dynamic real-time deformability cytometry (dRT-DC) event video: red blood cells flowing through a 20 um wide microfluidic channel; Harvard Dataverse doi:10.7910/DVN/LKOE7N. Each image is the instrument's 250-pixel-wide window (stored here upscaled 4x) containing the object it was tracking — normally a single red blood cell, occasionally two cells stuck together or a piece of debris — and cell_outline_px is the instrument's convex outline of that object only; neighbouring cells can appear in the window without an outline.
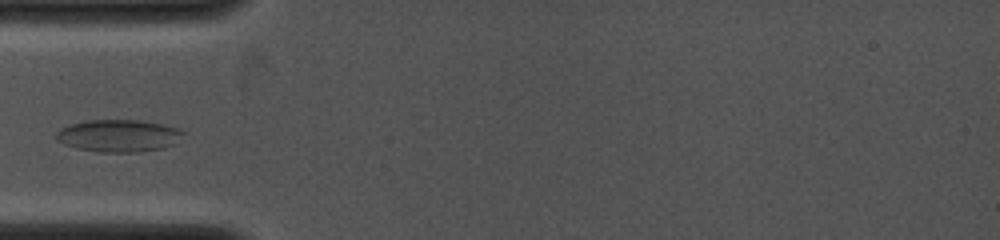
{"species": "common noctule bat (a hibernating species)", "species_latin": "Nyctalus noctula", "temperature_condition": "cold", "stored_images_in_passage": 17, "camera_frame_rate_fps": 4000, "um_per_image_px": 0.085, "animal": {"sex": "female", "body_mass_g": 19.0, "forearm_length_mm": 53.3}, "frame": {"image": 1, "passage_image": 1, "time_ms": 0.0, "image_size_px": [1000, 240], "cell_outline_px": [[184, 132], [176, 144], [164, 148], [136, 152], [100, 152], [76, 148], [64, 144], [56, 140], [56, 132], [60, 128], [72, 124], [88, 120], [140, 120], [164, 124], [176, 128]], "centroid_in_image_um": [10.08, 11.54], "position_along_channel_um": 74.9, "area_um2": 23.93}}
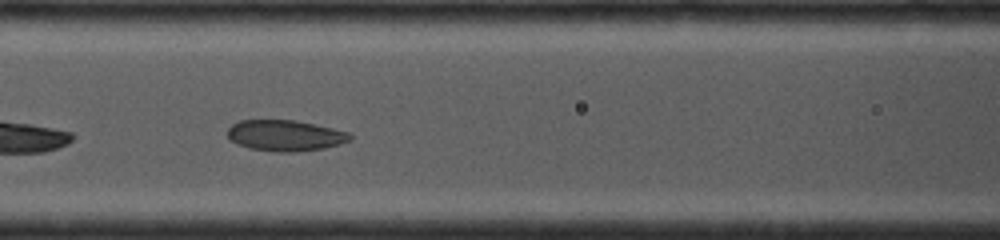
{"frame": {"image": 2, "passage_image": 10, "time_ms": 1.5, "image_size_px": [1000, 240], "cell_outline_px": [[352, 140], [340, 144], [324, 148], [292, 152], [276, 152], [248, 148], [236, 144], [228, 136], [228, 128], [232, 124], [240, 120], [296, 120], [332, 128], [348, 132], [352, 136]], "centroid_in_image_um": [24.24, 11.52], "position_along_channel_um": 142.4, "area_um2": 22.14}}
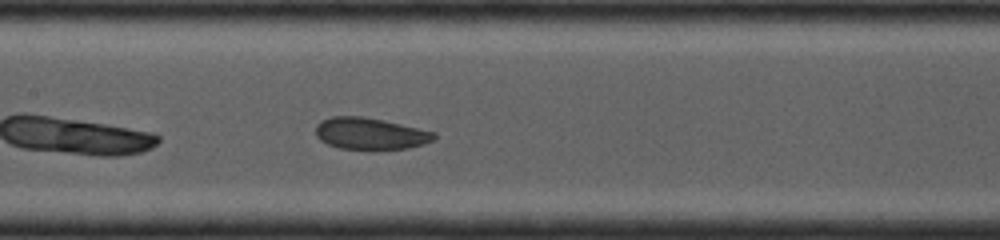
{"frame": {"image": 3, "passage_image": 15, "time_ms": 2.25, "image_size_px": [1000, 240], "cell_outline_px": [[436, 140], [424, 144], [408, 148], [340, 148], [328, 144], [320, 140], [316, 136], [316, 124], [320, 120], [332, 116], [364, 116], [384, 120], [436, 132]], "centroid_in_image_um": [31.48, 11.33], "position_along_channel_um": 175.9, "area_um2": 21.79}}